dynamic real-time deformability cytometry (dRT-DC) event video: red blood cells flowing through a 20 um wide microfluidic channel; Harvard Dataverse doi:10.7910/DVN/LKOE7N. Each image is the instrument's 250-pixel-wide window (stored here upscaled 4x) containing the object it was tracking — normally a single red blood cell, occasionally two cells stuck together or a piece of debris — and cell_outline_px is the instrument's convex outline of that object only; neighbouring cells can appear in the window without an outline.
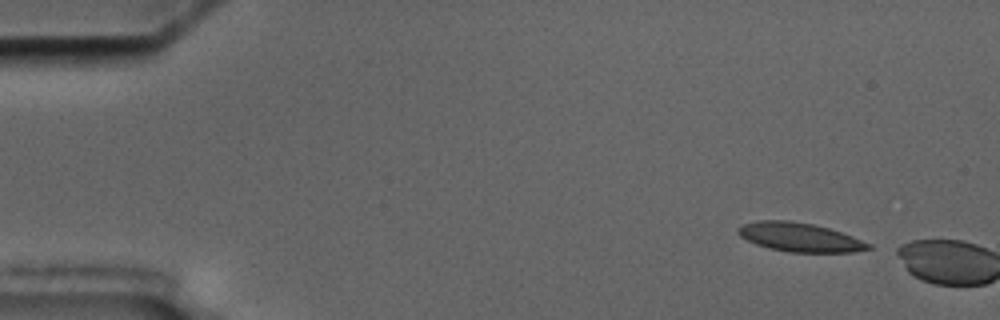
{"species": "common noctule bat (a hibernating species)", "species_latin": "Nyctalus noctula", "temperature_condition": "cold", "stored_images_in_passage": 2, "camera_frame_rate_fps": 3000, "um_per_image_px": 0.085, "animal": {"sex": "male", "body_mass_g": 17.5, "forearm_length_mm": 52.3}, "frame": {"image": 1, "passage_image": 1, "time_ms": 0.0, "image_size_px": [1000, 320], "cell_outline_px": [[872, 248], [852, 252], [788, 252], [768, 248], [756, 244], [740, 236], [736, 232], [736, 228], [744, 224], [756, 220], [788, 220], [812, 224], [828, 228], [852, 236], [872, 244]], "centroid_in_image_um": [67.95, 20.16], "position_along_channel_um": 17.1, "area_um2": 21.91}}